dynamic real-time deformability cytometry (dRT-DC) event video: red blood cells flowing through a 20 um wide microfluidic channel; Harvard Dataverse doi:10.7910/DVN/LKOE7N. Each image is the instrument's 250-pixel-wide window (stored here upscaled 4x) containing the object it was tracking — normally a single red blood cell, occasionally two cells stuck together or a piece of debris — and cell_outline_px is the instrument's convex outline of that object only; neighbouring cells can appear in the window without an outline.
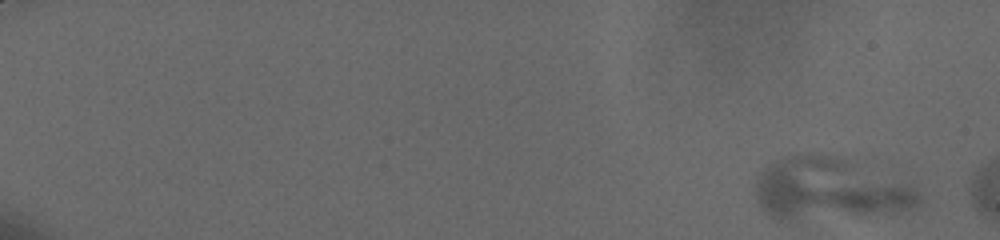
{"species": "human", "species_latin": "Homo sapiens", "temperature_condition": "cold", "stored_images_in_passage": 17, "camera_frame_rate_fps": 3000, "um_per_image_px": 0.085, "donor": {"sex": "male"}, "frame": {"image": 1, "passage_image": 1, "time_ms": 0.0, "image_size_px": [1000, 240], "cell_outline_px": [[924, 204], [920, 208], [892, 216], [784, 224], [776, 220], [764, 212], [756, 200], [756, 180], [760, 172], [768, 164], [780, 156], [800, 152], [824, 152], [912, 180], [916, 184], [924, 196]], "centroid_in_image_um": [70.68, 16.14], "position_along_channel_um": 14.3, "area_um2": 64.91}}
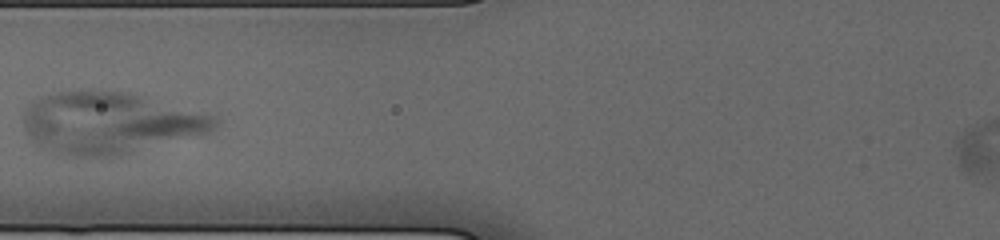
{"frame": {"image": 2, "passage_image": 15, "time_ms": 8.333, "image_size_px": [1000, 240], "cell_outline_px": [[220, 120], [216, 128], [204, 136], [120, 156], [68, 156], [44, 148], [32, 140], [28, 136], [24, 128], [24, 108], [32, 100], [40, 96], [56, 92], [128, 92], [216, 112]], "centroid_in_image_um": [9.51, 10.45], "position_along_channel_um": 116.3, "area_um2": 70.28}}